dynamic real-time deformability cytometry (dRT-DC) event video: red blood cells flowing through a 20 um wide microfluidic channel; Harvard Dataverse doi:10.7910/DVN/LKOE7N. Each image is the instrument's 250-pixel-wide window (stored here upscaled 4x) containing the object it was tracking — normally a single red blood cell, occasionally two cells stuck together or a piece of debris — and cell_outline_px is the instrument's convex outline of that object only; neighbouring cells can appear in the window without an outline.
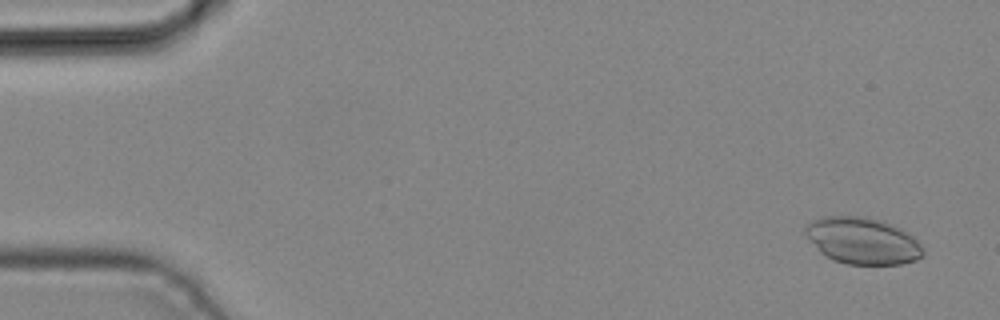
{"species": "common noctule bat (a hibernating species)", "species_latin": "Nyctalus noctula", "temperature_condition": "cold", "stored_images_in_passage": 3, "camera_frame_rate_fps": 3000, "um_per_image_px": 0.085, "animal": {"sex": "male", "body_mass_g": 19.2, "forearm_length_mm": 51.8}, "frame": {"image": 1, "passage_image": 1, "time_ms": 0.0, "image_size_px": [1000, 320], "cell_outline_px": [[924, 256], [916, 260], [900, 264], [844, 264], [832, 260], [820, 252], [804, 232], [804, 224], [820, 216], [868, 216], [880, 220], [900, 228], [912, 236], [924, 248]], "centroid_in_image_um": [73.3, 20.46], "position_along_channel_um": 11.7, "area_um2": 32.19}}